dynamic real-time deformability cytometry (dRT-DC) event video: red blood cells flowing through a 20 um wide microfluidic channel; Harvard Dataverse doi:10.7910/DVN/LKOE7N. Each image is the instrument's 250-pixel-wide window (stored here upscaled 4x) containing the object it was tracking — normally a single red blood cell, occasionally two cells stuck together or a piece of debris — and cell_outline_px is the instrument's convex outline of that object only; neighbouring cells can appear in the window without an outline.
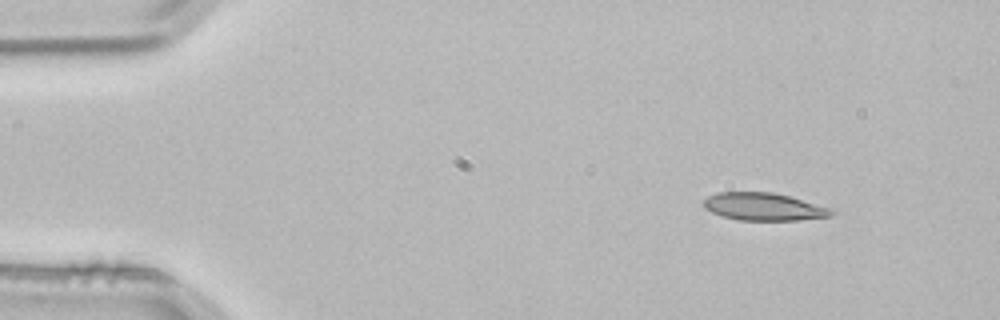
{"species": "common noctule bat (a hibernating species)", "species_latin": "Nyctalus noctula", "temperature_condition": "room temperature", "stored_images_in_passage": 3, "camera_frame_rate_fps": 3000, "um_per_image_px": 0.085, "animal": {"sex": "male", "body_mass_g": 21.5, "forearm_length_mm": 52.0}, "frame": {"image": 1, "passage_image": 1, "time_ms": 0.0, "image_size_px": [1000, 320], "cell_outline_px": [[836, 212], [832, 216], [796, 220], [736, 220], [720, 216], [704, 208], [704, 200], [708, 196], [720, 192], [772, 192], [788, 196], [832, 208]], "centroid_in_image_um": [64.92, 17.58], "position_along_channel_um": 20.1, "area_um2": 20.58}}
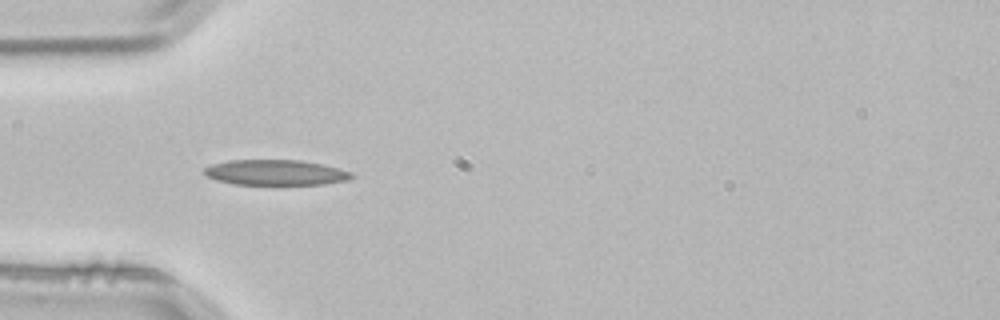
{"frame": {"image": 2, "passage_image": 3, "time_ms": 0.667, "image_size_px": [1000, 320], "cell_outline_px": [[356, 176], [348, 180], [324, 184], [232, 184], [216, 180], [208, 176], [204, 172], [204, 168], [212, 164], [228, 160], [300, 160], [324, 164], [352, 172]], "centroid_in_image_um": [23.46, 14.66], "position_along_channel_um": 61.5, "area_um2": 21.85}}